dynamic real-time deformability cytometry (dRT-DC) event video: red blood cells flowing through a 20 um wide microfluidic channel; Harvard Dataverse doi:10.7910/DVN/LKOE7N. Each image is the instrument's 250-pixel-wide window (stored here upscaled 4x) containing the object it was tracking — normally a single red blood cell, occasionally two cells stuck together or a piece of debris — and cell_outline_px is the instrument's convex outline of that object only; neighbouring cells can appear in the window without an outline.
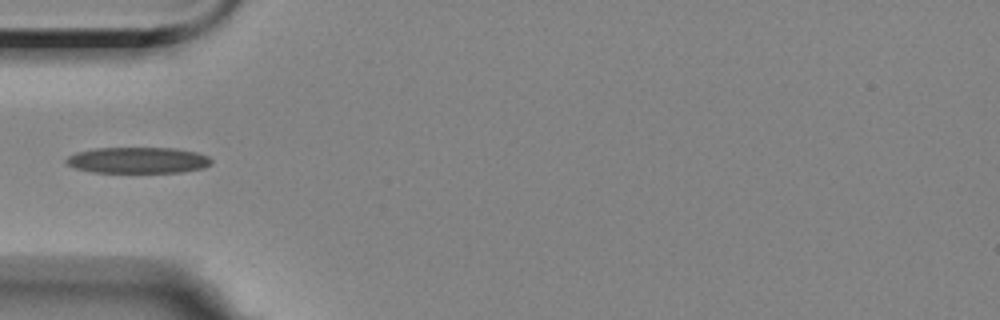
{"species": "Egyptian fruit bat (a non-hibernating species)", "species_latin": "Rousettus aegyptiacus", "temperature_condition": "room temperature", "stored_images_in_passage": 5, "camera_frame_rate_fps": 3000, "um_per_image_px": 0.085, "animal": {"sex": "female"}, "frame": {"image": 1, "passage_image": 5, "time_ms": 5.333, "image_size_px": [1000, 320], "cell_outline_px": [[212, 164], [204, 168], [180, 172], [92, 172], [76, 168], [68, 164], [64, 160], [68, 156], [76, 152], [96, 148], [176, 148], [196, 152], [208, 156], [212, 160]], "centroid_in_image_um": [11.74, 13.61], "position_along_channel_um": 73.3, "area_um2": 22.08}}